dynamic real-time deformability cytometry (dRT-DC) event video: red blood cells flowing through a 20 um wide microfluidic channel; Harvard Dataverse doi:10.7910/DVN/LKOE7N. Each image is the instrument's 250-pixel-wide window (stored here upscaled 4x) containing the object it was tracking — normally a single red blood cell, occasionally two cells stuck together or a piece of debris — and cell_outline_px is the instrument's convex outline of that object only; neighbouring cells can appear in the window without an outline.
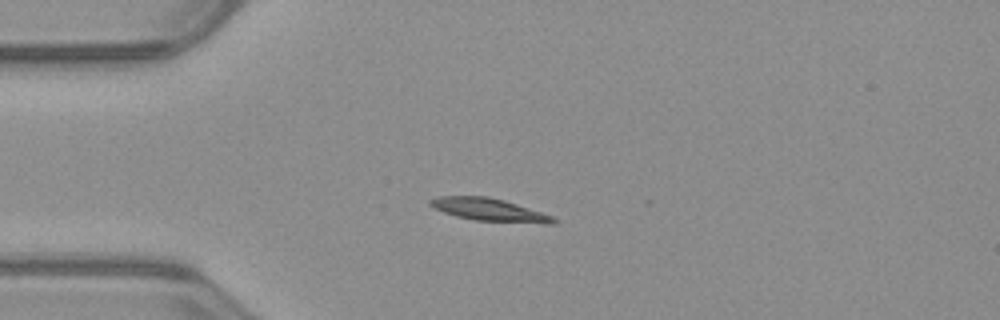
{"species": "common noctule bat (a hibernating species)", "species_latin": "Nyctalus noctula", "temperature_condition": "warm", "stored_images_in_passage": 40, "camera_frame_rate_fps": 3000, "um_per_image_px": 0.085, "animal": {"sex": "male", "body_mass_g": 23.1, "forearm_length_mm": 52.7}, "frame": {"image": 1, "passage_image": 1, "time_ms": 0.0, "image_size_px": [1000, 320], "cell_outline_px": [[560, 220], [556, 224], [544, 224], [472, 220], [456, 216], [444, 212], [428, 204], [428, 200], [440, 196], [488, 196], [504, 200], [552, 216]], "centroid_in_image_um": [41.62, 17.84], "position_along_channel_um": 43.4, "area_um2": 16.36}}
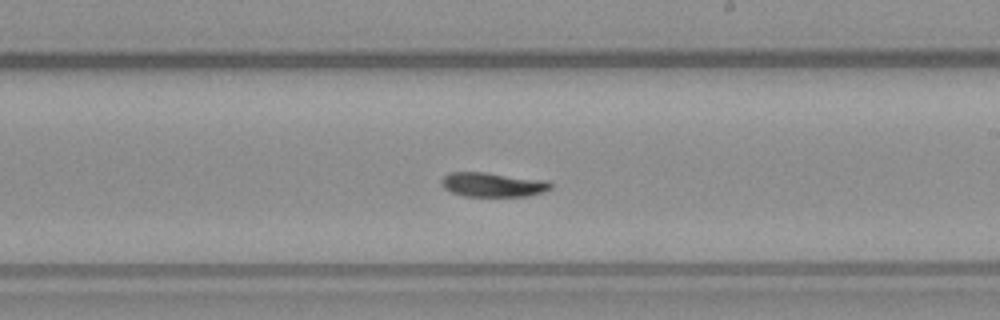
{"frame": {"image": 2, "passage_image": 18, "time_ms": 5.667, "image_size_px": [1000, 320], "cell_outline_px": [[552, 188], [544, 192], [528, 196], [464, 196], [452, 192], [444, 188], [440, 184], [440, 180], [448, 172], [484, 172], [548, 180], [552, 184]], "centroid_in_image_um": [41.9, 15.69], "position_along_channel_um": 247.1, "area_um2": 15.66}}
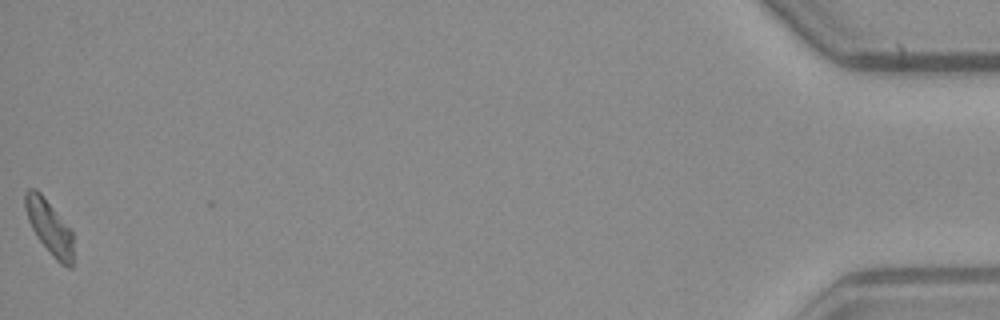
{"frame": {"image": 3, "passage_image": 40, "time_ms": 13.0, "image_size_px": [1000, 320], "cell_outline_px": [[72, 268], [68, 268], [60, 264], [52, 256], [36, 236], [28, 220], [24, 208], [24, 192], [28, 188], [36, 188], [40, 192], [72, 232]], "centroid_in_image_um": [4.15, 19.3], "position_along_channel_um": 431.0, "area_um2": 15.09}, "authors_computed_cell_mechanics": {"area_um2": 15.7505, "velocity_mm_per_s": 3.9617, "shape_relaxation_time_tau1_ms": 6.2949, "shape_relaxation_time_tau2_ms": null, "deformation_change_tau1": 0.1837, "deformation_change_tau2": null}}